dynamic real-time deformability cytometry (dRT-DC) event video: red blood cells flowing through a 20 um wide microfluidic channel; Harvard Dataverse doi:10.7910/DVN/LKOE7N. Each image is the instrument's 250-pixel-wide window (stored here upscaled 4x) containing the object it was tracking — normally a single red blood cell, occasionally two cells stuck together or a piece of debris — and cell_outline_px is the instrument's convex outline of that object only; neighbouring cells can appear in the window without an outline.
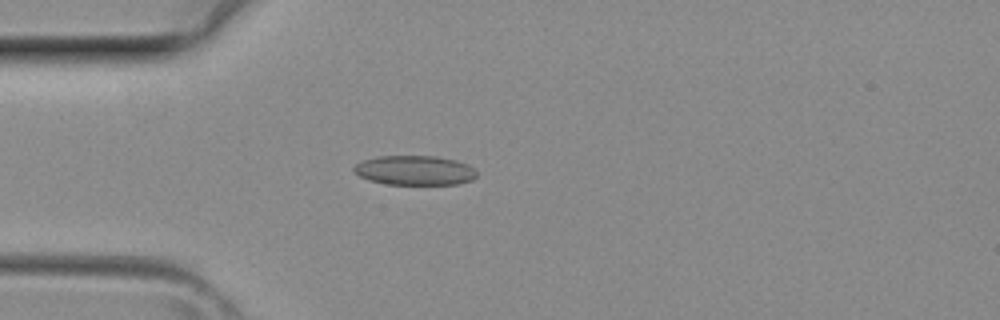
{"species": "common noctule bat (a hibernating species)", "species_latin": "Nyctalus noctula", "temperature_condition": "room temperature", "stored_images_in_passage": 34, "camera_frame_rate_fps": 3000, "um_per_image_px": 0.085, "animal": {"sex": "female", "body_mass_g": 29.2, "forearm_length_mm": 56.3}, "frame": {"image": 1, "passage_image": 10, "time_ms": 3.0, "image_size_px": [1000, 320], "cell_outline_px": [[476, 176], [472, 180], [456, 184], [384, 184], [368, 180], [360, 176], [352, 168], [356, 164], [364, 160], [376, 156], [436, 156], [456, 160], [468, 164], [476, 172]], "centroid_in_image_um": [35.24, 14.48], "position_along_channel_um": 49.8, "area_um2": 21.1}}
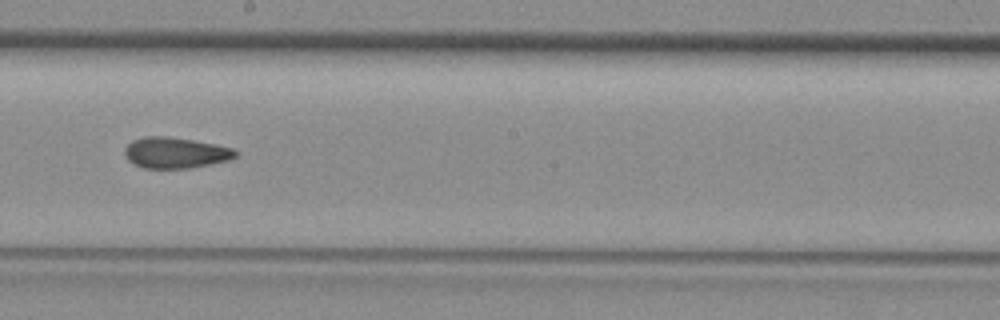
{"frame": {"image": 2, "passage_image": 21, "time_ms": 6.667, "image_size_px": [1000, 320], "cell_outline_px": [[236, 156], [228, 160], [188, 168], [144, 168], [128, 160], [124, 156], [124, 148], [132, 140], [144, 136], [168, 136], [192, 140], [232, 148], [236, 152]], "centroid_in_image_um": [14.84, 12.97], "position_along_channel_um": 233.4, "area_um2": 19.71}}
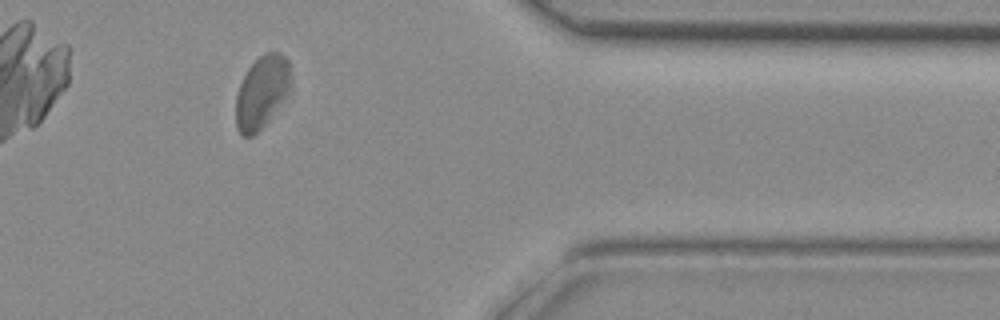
{"frame": {"image": 3, "passage_image": 31, "time_ms": 10.0, "image_size_px": [1000, 320], "cell_outline_px": [[288, 92], [264, 124], [252, 136], [240, 136], [236, 128], [236, 96], [240, 84], [248, 68], [264, 52], [280, 52], [288, 60]], "centroid_in_image_um": [22.19, 7.82], "position_along_channel_um": 389.2, "area_um2": 22.43}}